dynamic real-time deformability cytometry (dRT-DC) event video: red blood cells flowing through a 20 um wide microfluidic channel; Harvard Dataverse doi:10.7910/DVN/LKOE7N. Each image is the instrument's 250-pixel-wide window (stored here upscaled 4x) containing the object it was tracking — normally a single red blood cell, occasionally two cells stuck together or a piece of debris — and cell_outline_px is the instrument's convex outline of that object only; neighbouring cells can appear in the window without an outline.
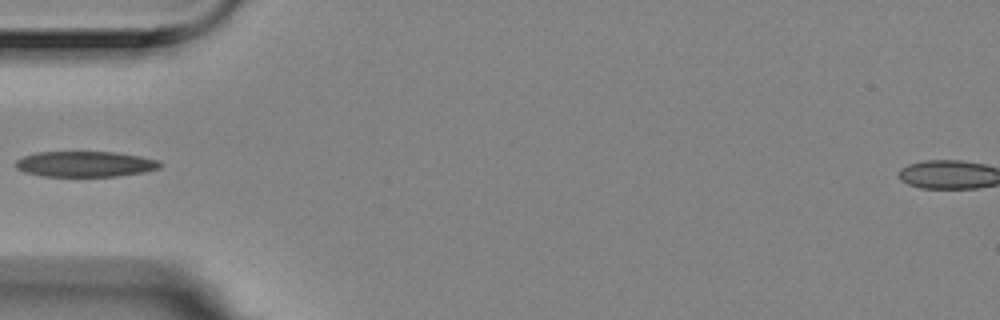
{"species": "Egyptian fruit bat (a non-hibernating species)", "species_latin": "Rousettus aegyptiacus", "temperature_condition": "room temperature", "stored_images_in_passage": 6, "camera_frame_rate_fps": 3000, "um_per_image_px": 0.085, "animal": {"sex": "female"}, "frame": {"image": 1, "passage_image": 6, "time_ms": 1.667, "image_size_px": [1000, 320], "cell_outline_px": [[164, 164], [160, 168], [144, 172], [116, 176], [40, 176], [24, 172], [16, 168], [16, 160], [24, 156], [36, 152], [116, 152], [140, 156], [160, 160]], "centroid_in_image_um": [7.27, 13.94], "position_along_channel_um": 77.7, "area_um2": 21.68}}